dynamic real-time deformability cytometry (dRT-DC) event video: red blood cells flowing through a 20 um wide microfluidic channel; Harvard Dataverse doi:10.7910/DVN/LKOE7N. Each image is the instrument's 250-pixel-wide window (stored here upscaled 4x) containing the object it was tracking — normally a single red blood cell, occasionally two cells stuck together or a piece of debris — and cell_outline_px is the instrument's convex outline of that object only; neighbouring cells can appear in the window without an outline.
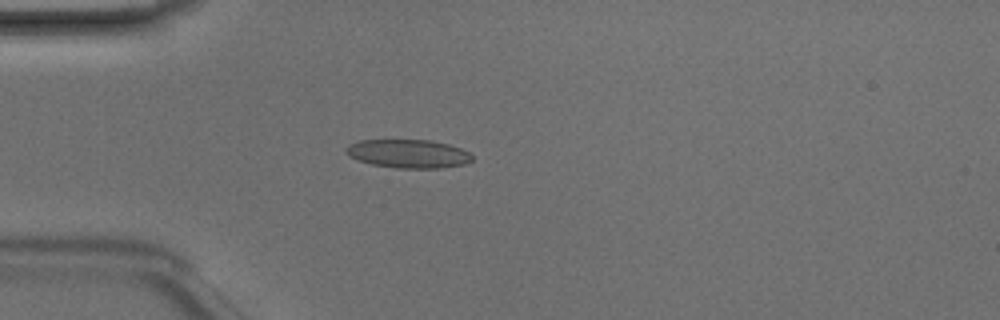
{"species": "Egyptian fruit bat (a non-hibernating species)", "species_latin": "Rousettus aegyptiacus", "temperature_condition": "room temperature", "stored_images_in_passage": 49, "camera_frame_rate_fps": 3000, "um_per_image_px": 0.085, "animal": {"sex": "male"}, "frame": {"image": 1, "passage_image": 14, "time_ms": 4.333, "image_size_px": [1000, 320], "cell_outline_px": [[472, 160], [464, 164], [440, 168], [396, 168], [372, 164], [356, 160], [348, 156], [344, 152], [344, 148], [348, 144], [360, 140], [432, 140], [448, 144], [460, 148], [468, 152], [472, 156]], "centroid_in_image_um": [34.65, 13.06], "position_along_channel_um": 50.4, "area_um2": 21.1}}
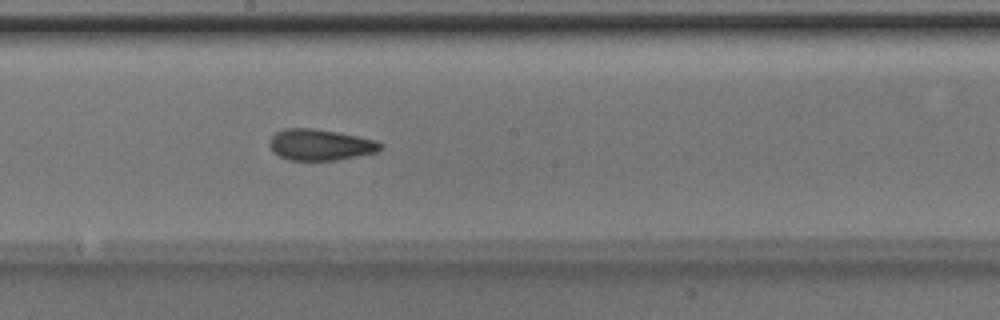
{"frame": {"image": 2, "passage_image": 27, "time_ms": 8.667, "image_size_px": [1000, 320], "cell_outline_px": [[384, 148], [376, 152], [336, 160], [288, 160], [272, 152], [268, 144], [268, 140], [276, 132], [284, 128], [312, 128], [336, 132], [376, 140], [384, 144]], "centroid_in_image_um": [27.19, 12.3], "position_along_channel_um": 221.0, "area_um2": 20.23}}
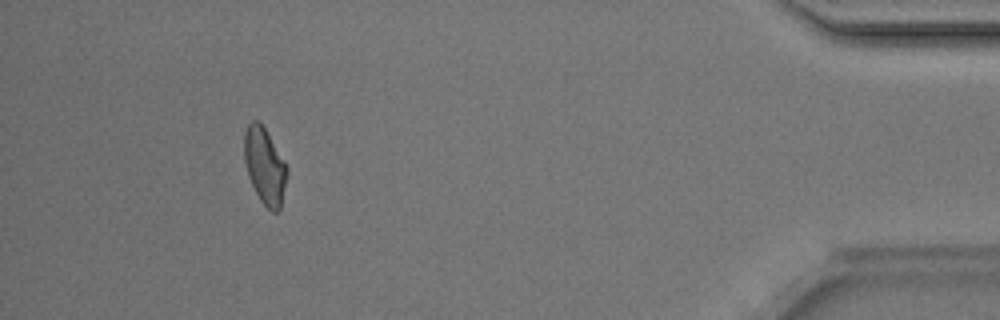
{"frame": {"image": 3, "passage_image": 45, "time_ms": 14.667, "image_size_px": [1000, 320], "cell_outline_px": [[288, 172], [280, 208], [276, 212], [272, 212], [260, 200], [248, 176], [244, 160], [244, 132], [248, 124], [252, 120], [256, 120], [264, 128], [288, 168]], "centroid_in_image_um": [22.49, 14.12], "position_along_channel_um": 412.7, "area_um2": 18.67}, "authors_computed_cell_mechanics": {"area_um2": 19.8832, "velocity_mm_per_s": 4.2049, "shape_relaxation_time_tau1_ms": 7.9316, "shape_relaxation_time_tau2_ms": 2.7841, "deformation_change_tau1": 0.1621, "deformation_change_tau2": 0.0945}}